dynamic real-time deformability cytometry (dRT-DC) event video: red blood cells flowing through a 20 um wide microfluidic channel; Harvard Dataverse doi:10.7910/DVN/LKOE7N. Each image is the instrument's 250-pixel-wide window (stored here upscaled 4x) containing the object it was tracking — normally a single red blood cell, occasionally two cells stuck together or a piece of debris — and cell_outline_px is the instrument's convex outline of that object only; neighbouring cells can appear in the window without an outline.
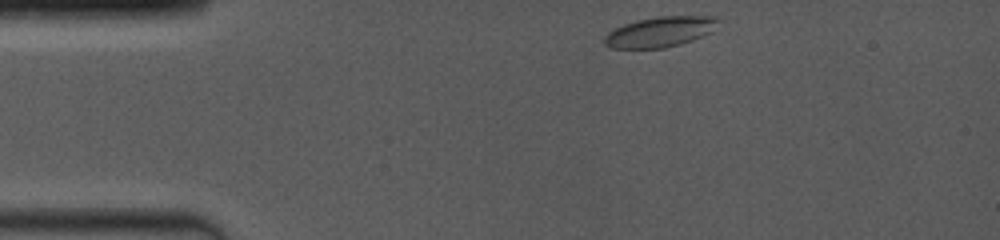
{"species": "common noctule bat (a hibernating species)", "species_latin": "Nyctalus noctula", "temperature_condition": "room temperature", "stored_images_in_passage": 37, "camera_frame_rate_fps": 4000, "um_per_image_px": 0.085, "animal": {"sex": "female", "body_mass_g": 19.0, "forearm_length_mm": 53.3}, "frame": {"image": 1, "passage_image": 1, "time_ms": 0.0, "image_size_px": [1000, 240], "cell_outline_px": [[720, 20], [712, 32], [704, 36], [680, 44], [664, 48], [612, 48], [604, 44], [604, 36], [608, 32], [624, 24], [656, 16], [716, 16]], "centroid_in_image_um": [56.14, 2.7], "position_along_channel_um": 28.9, "area_um2": 20.11}}
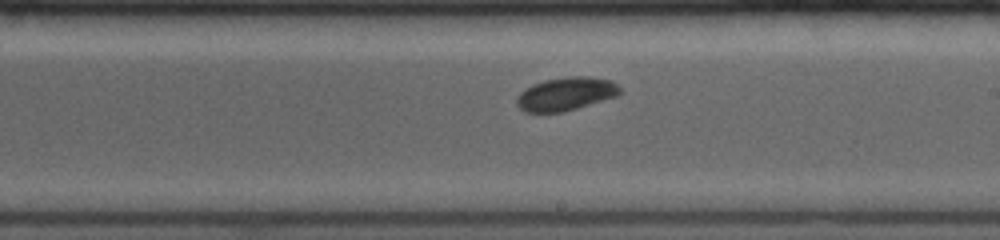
{"frame": {"image": 2, "passage_image": 21, "time_ms": 6.75, "image_size_px": [1000, 240], "cell_outline_px": [[620, 92], [616, 96], [564, 112], [524, 112], [516, 104], [516, 96], [520, 92], [532, 84], [544, 80], [564, 76], [588, 76], [612, 80], [620, 88]], "centroid_in_image_um": [48.07, 7.97], "position_along_channel_um": 240.9, "area_um2": 20.11}}
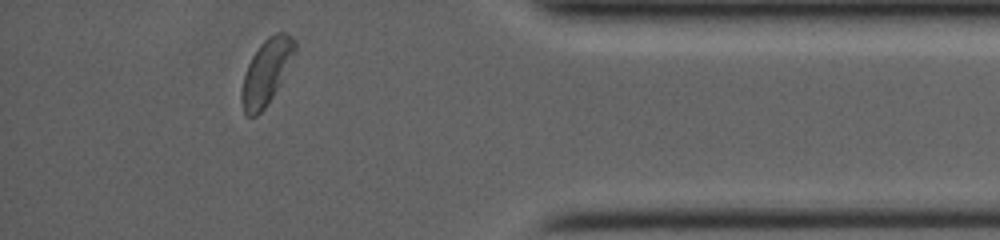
{"frame": {"image": 3, "passage_image": 35, "time_ms": 11.5, "image_size_px": [1000, 240], "cell_outline_px": [[296, 52], [272, 96], [264, 108], [256, 116], [244, 116], [240, 100], [240, 92], [244, 76], [248, 64], [252, 56], [260, 44], [268, 36], [276, 32], [284, 32], [292, 36], [296, 40]], "centroid_in_image_um": [22.62, 6.1], "position_along_channel_um": 412.6, "area_um2": 20.11}, "authors_computed_cell_mechanics": {"area_um2": 20.1144, "velocity_mm_per_s": 3.9896, "shape_relaxation_time_tau1_ms": 2.2284, "shape_relaxation_time_tau2_ms": null, "deformation_change_tau1": 0.0824, "deformation_change_tau2": null}}